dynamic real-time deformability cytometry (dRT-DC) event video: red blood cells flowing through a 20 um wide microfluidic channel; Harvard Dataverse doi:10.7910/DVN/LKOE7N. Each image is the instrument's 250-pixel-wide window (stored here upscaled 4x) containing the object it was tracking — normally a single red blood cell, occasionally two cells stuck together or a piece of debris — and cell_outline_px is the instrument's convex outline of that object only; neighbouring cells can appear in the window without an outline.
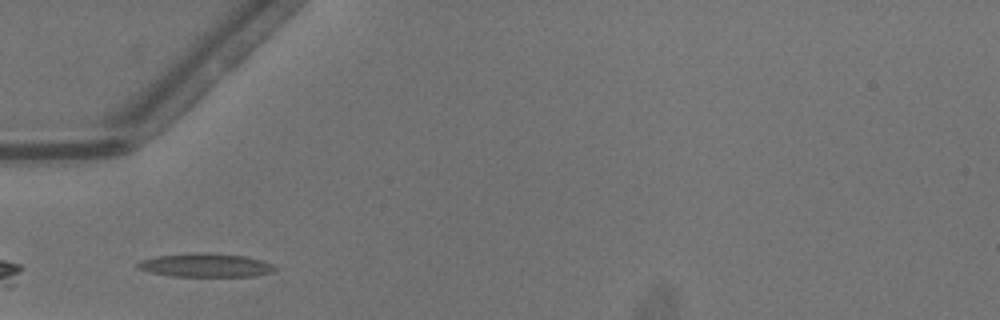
{"species": "common noctule bat (a hibernating species)", "species_latin": "Nyctalus noctula", "temperature_condition": "warm", "stored_images_in_passage": 24, "camera_frame_rate_fps": 3000, "um_per_image_px": 0.085, "animal": {"sex": "male", "body_mass_g": 13.3}, "frame": {"image": 1, "passage_image": 2, "time_ms": 0.333, "image_size_px": [1000, 320], "cell_outline_px": [[276, 268], [272, 272], [256, 276], [172, 276], [152, 272], [136, 268], [136, 264], [140, 260], [156, 256], [196, 252], [200, 252], [244, 256], [264, 260], [272, 264]], "centroid_in_image_um": [17.47, 22.54], "position_along_channel_um": 67.5, "area_um2": 18.84}}